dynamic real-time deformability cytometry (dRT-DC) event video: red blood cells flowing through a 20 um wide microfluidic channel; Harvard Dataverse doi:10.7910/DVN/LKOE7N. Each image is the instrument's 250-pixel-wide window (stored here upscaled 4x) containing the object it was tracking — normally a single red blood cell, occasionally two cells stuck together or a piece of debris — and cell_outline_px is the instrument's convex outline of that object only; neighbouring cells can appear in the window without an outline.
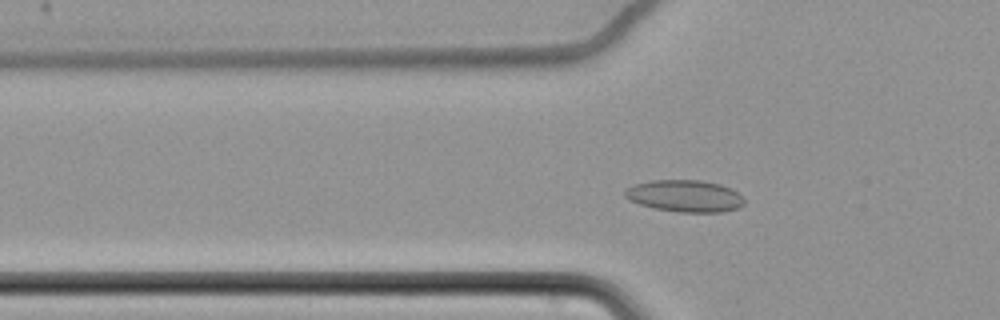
{"species": "common noctule bat (a hibernating species)", "species_latin": "Nyctalus noctula", "temperature_condition": "cold", "stored_images_in_passage": 59, "camera_frame_rate_fps": 3000, "um_per_image_px": 0.085, "animal": {"sex": "female", "body_mass_g": 22.7, "forearm_length_mm": 54.2}, "frame": {"image": 1, "passage_image": 19, "time_ms": 6.0, "image_size_px": [1000, 320], "cell_outline_px": [[744, 204], [740, 208], [720, 212], [676, 212], [656, 208], [640, 204], [628, 200], [624, 196], [624, 192], [632, 184], [652, 180], [700, 180], [720, 184], [736, 192], [744, 200]], "centroid_in_image_um": [58.18, 16.66], "position_along_channel_um": 67.6, "area_um2": 22.14}}
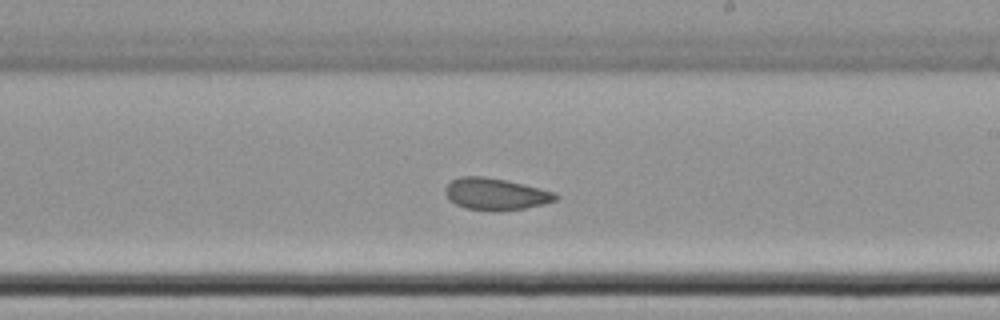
{"frame": {"image": 2, "passage_image": 35, "time_ms": 11.333, "image_size_px": [1000, 320], "cell_outline_px": [[560, 196], [556, 200], [544, 204], [524, 208], [496, 212], [468, 208], [456, 204], [448, 200], [444, 192], [444, 188], [452, 180], [460, 176], [484, 176], [524, 184], [556, 192]], "centroid_in_image_um": [42.13, 16.5], "position_along_channel_um": 246.9, "area_um2": 20.63}}
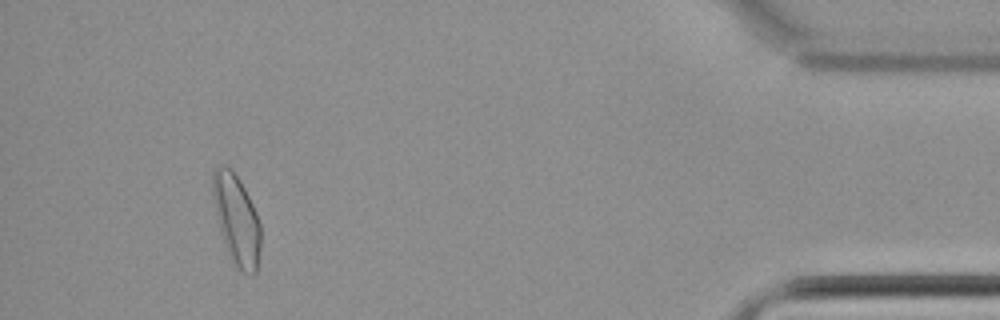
{"frame": {"image": 3, "passage_image": 55, "time_ms": 18.0, "image_size_px": [1000, 320], "cell_outline_px": [[260, 248], [256, 272], [252, 276], [236, 268], [232, 264], [220, 232], [212, 196], [212, 172], [216, 164], [224, 164], [232, 168], [244, 188], [256, 212], [260, 224]], "centroid_in_image_um": [20.08, 18.64], "position_along_channel_um": 415.1, "area_um2": 25.43}, "authors_computed_cell_mechanics": {"area_um2": 21.675, "velocity_mm_per_s": 3.4408, "shape_relaxation_time_tau1_ms": 9.7643, "shape_relaxation_time_tau2_ms": 2.8972, "deformation_change_tau1": 0.0748, "deformation_change_tau2": 0.0643}}